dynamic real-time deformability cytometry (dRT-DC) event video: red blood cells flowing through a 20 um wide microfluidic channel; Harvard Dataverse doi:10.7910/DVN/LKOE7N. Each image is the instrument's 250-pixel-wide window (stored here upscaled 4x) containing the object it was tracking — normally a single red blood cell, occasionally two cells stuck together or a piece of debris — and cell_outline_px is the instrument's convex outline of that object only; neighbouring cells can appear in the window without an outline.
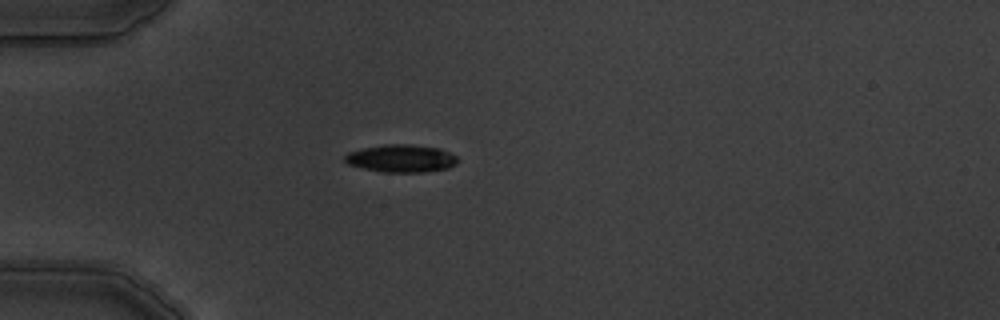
{"species": "common noctule bat (a hibernating species)", "species_latin": "Nyctalus noctula", "temperature_condition": "warm", "stored_images_in_passage": 2, "camera_frame_rate_fps": 3000, "um_per_image_px": 0.085, "animal": {"sex": "male", "body_mass_g": 19.5, "forearm_length_mm": 54.6}, "frame": {"image": 1, "passage_image": 1, "time_ms": 0.0, "image_size_px": [1000, 320], "cell_outline_px": [[460, 160], [456, 164], [448, 168], [424, 172], [384, 172], [364, 168], [348, 164], [344, 160], [344, 156], [348, 152], [364, 148], [384, 144], [408, 144], [440, 148], [456, 156]], "centroid_in_image_um": [34.12, 13.46], "position_along_channel_um": 50.9, "area_um2": 18.15}}